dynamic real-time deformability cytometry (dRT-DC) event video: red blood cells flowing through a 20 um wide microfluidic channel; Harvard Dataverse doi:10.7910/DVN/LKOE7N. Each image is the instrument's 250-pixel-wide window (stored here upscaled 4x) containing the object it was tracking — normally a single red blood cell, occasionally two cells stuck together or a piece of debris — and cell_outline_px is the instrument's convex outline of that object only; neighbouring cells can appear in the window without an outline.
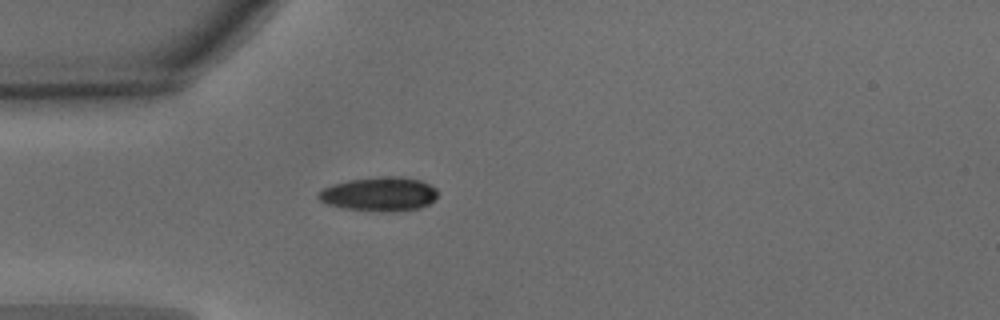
{"species": "common noctule bat (a hibernating species)", "species_latin": "Nyctalus noctula", "temperature_condition": "warm", "stored_images_in_passage": 38, "camera_frame_rate_fps": 3000, "um_per_image_px": 0.085, "animal": {"sex": "male", "body_mass_g": 15.6}, "frame": {"image": 1, "passage_image": 1, "time_ms": 0.0, "image_size_px": [1000, 320], "cell_outline_px": [[440, 192], [436, 200], [420, 208], [392, 212], [376, 212], [344, 208], [328, 204], [320, 200], [316, 196], [324, 188], [332, 184], [348, 180], [380, 176], [404, 176], [420, 180], [436, 188]], "centroid_in_image_um": [32.29, 16.5], "position_along_channel_um": 52.7, "area_um2": 24.1}}
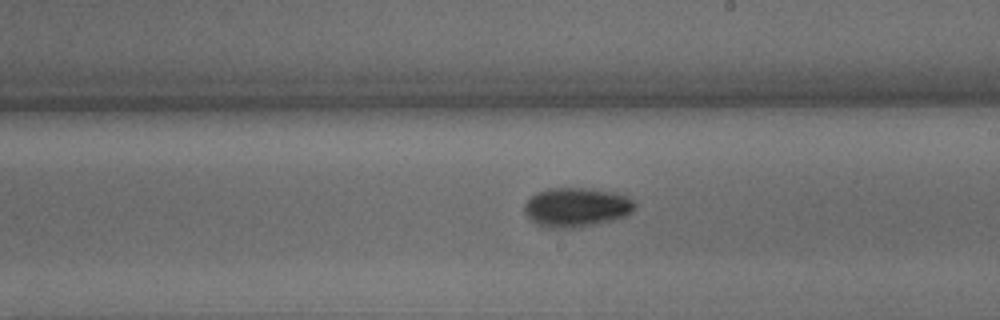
{"frame": {"image": 2, "passage_image": 16, "time_ms": 5.0, "image_size_px": [1000, 320], "cell_outline_px": [[636, 208], [632, 212], [624, 216], [612, 220], [580, 228], [544, 228], [536, 224], [524, 212], [524, 204], [536, 192], [548, 188], [584, 188], [616, 192], [628, 196], [636, 200]], "centroid_in_image_um": [49.02, 17.62], "position_along_channel_um": 240.0, "area_um2": 25.66}}
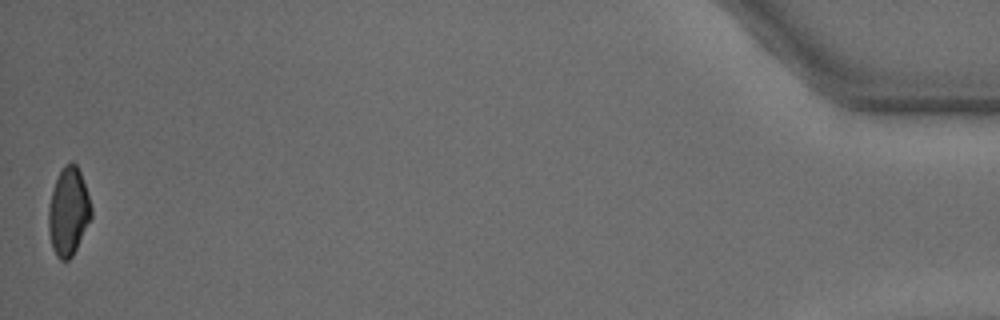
{"frame": {"image": 3, "passage_image": 38, "time_ms": 12.333, "image_size_px": [1000, 320], "cell_outline_px": [[92, 216], [72, 256], [68, 260], [60, 260], [56, 256], [52, 248], [48, 232], [48, 208], [52, 188], [64, 164], [72, 160], [76, 164], [80, 172], [92, 208]], "centroid_in_image_um": [5.79, 17.98], "position_along_channel_um": 429.4, "area_um2": 21.91}, "authors_computed_cell_mechanics": {"area_um2": 23.409, "velocity_mm_per_s": 3.8893, "shape_relaxation_time_tau1_ms": 2.1548, "shape_relaxation_time_tau2_ms": 4.673, "deformation_change_tau1": 0.1364, "deformation_change_tau2": 0.0758}}